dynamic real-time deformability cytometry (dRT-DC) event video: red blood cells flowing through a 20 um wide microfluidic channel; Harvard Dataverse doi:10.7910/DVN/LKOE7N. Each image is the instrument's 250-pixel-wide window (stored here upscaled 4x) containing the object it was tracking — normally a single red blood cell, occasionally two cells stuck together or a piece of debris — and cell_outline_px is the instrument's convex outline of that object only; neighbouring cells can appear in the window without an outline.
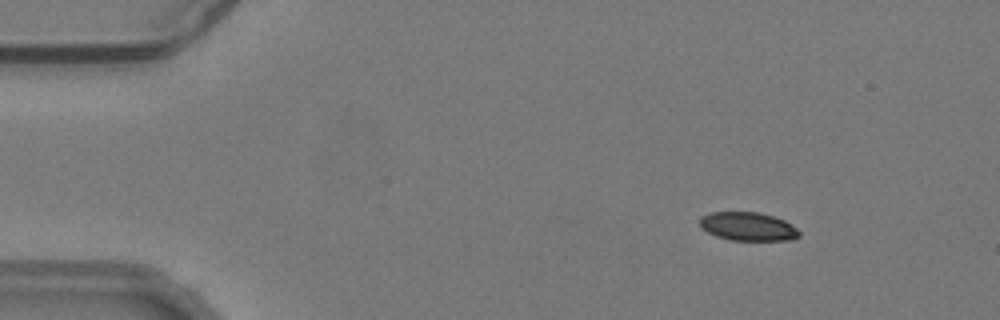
{"species": "common noctule bat (a hibernating species)", "species_latin": "Nyctalus noctula", "temperature_condition": "warm", "stored_images_in_passage": 51, "camera_frame_rate_fps": 3000, "um_per_image_px": 0.085, "animal": {"sex": "male", "body_mass_g": 19.2, "forearm_length_mm": 51.8}, "frame": {"image": 1, "passage_image": 7, "time_ms": 2.0, "image_size_px": [1000, 320], "cell_outline_px": [[800, 236], [792, 240], [732, 240], [716, 236], [700, 228], [700, 216], [708, 212], [760, 212], [784, 220], [792, 224], [800, 232]], "centroid_in_image_um": [63.56, 19.24], "position_along_channel_um": 21.4, "area_um2": 16.65}}
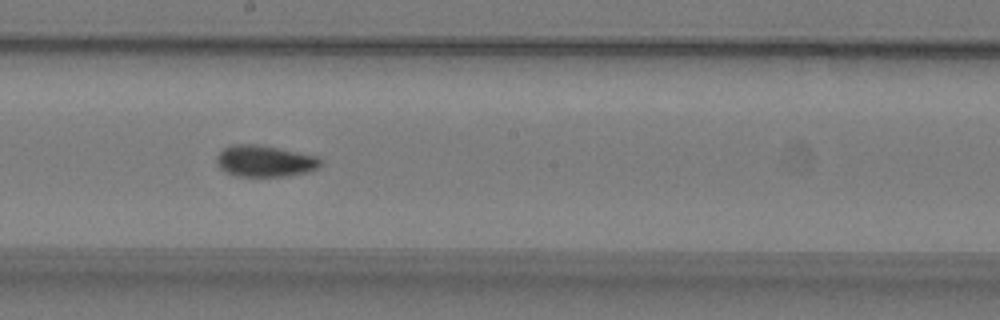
{"frame": {"image": 2, "passage_image": 30, "time_ms": 9.667, "image_size_px": [1000, 320], "cell_outline_px": [[320, 164], [316, 168], [308, 172], [284, 176], [236, 176], [220, 168], [216, 164], [216, 156], [228, 144], [256, 144], [320, 156]], "centroid_in_image_um": [22.48, 13.68], "position_along_channel_um": 225.7, "area_um2": 19.02}}
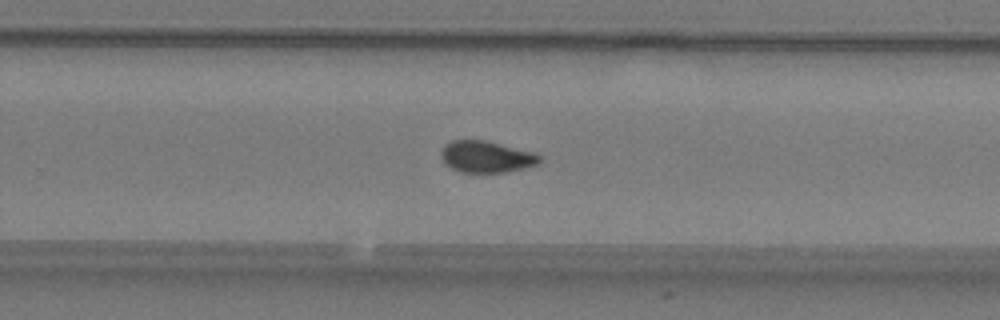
{"frame": {"image": 3, "passage_image": 35, "time_ms": 11.333, "image_size_px": [1000, 320], "cell_outline_px": [[540, 160], [536, 164], [524, 168], [504, 172], [460, 172], [444, 164], [440, 156], [440, 152], [444, 144], [452, 140], [484, 140], [536, 152], [540, 156]], "centroid_in_image_um": [41.3, 13.31], "position_along_channel_um": 288.5, "area_um2": 18.21}, "authors_computed_cell_mechanics": {"area_um2": 18.785, "velocity_mm_per_s": 3.7908, "shape_relaxation_time_tau1_ms": 6.4553, "shape_relaxation_time_tau2_ms": 2.3066, "deformation_change_tau1": 0.1476, "deformation_change_tau2": 0.0504}}